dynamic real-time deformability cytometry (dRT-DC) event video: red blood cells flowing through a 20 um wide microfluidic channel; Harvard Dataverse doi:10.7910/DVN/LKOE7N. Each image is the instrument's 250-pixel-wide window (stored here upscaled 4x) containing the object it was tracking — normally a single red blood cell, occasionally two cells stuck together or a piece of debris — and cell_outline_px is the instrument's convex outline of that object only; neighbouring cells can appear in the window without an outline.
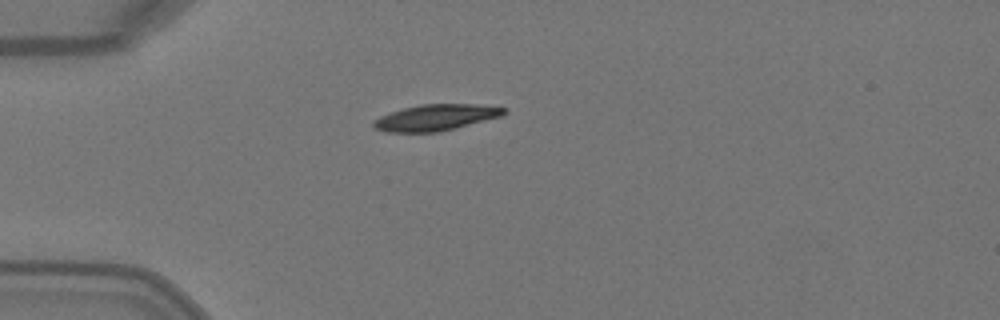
{"species": "Egyptian fruit bat (a non-hibernating species)", "species_latin": "Rousettus aegyptiacus", "temperature_condition": "warm", "stored_images_in_passage": 2, "camera_frame_rate_fps": 3000, "um_per_image_px": 0.085, "animal": {"sex": "female"}, "frame": {"image": 1, "passage_image": 2, "time_ms": 0.333, "image_size_px": [1000, 320], "cell_outline_px": [[508, 112], [500, 116], [440, 132], [384, 132], [372, 128], [372, 120], [380, 116], [404, 108], [420, 104], [480, 104], [508, 108]], "centroid_in_image_um": [37.02, 9.99], "position_along_channel_um": 48.0, "area_um2": 20.0}}